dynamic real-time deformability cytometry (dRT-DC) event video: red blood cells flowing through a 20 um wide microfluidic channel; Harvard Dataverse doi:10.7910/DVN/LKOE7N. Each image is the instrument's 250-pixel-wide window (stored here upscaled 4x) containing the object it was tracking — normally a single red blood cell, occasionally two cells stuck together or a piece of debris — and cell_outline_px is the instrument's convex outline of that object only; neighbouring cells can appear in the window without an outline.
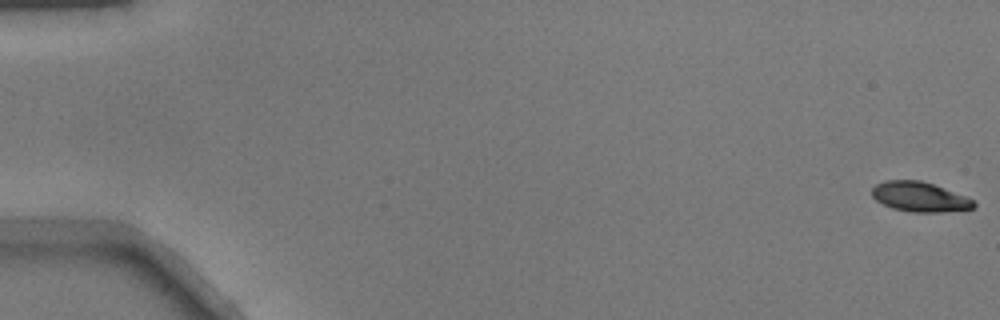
{"species": "common noctule bat (a hibernating species)", "species_latin": "Nyctalus noctula", "temperature_condition": "warm", "stored_images_in_passage": 52, "camera_frame_rate_fps": 3000, "um_per_image_px": 0.085, "animal": {"sex": "male", "body_mass_g": 17.9}, "frame": {"image": 1, "passage_image": 1, "time_ms": 0.0, "image_size_px": [1000, 320], "cell_outline_px": [[976, 204], [972, 208], [940, 212], [912, 212], [892, 208], [876, 200], [872, 196], [872, 188], [876, 184], [884, 180], [920, 180], [932, 184], [964, 196], [972, 200]], "centroid_in_image_um": [78.11, 16.72], "position_along_channel_um": 6.9, "area_um2": 17.34}}
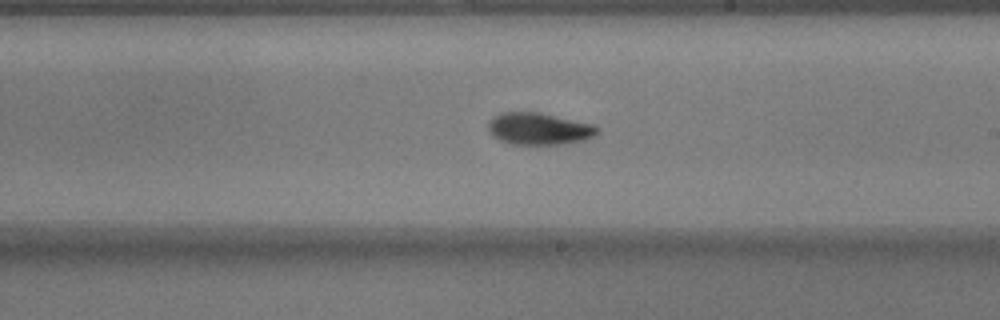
{"frame": {"image": 2, "passage_image": 31, "time_ms": 10.0, "image_size_px": [1000, 320], "cell_outline_px": [[600, 132], [596, 136], [584, 140], [564, 144], [512, 144], [500, 140], [492, 136], [488, 132], [488, 124], [500, 112], [540, 112], [596, 124], [600, 128]], "centroid_in_image_um": [45.89, 10.94], "position_along_channel_um": 243.1, "area_um2": 20.63}}
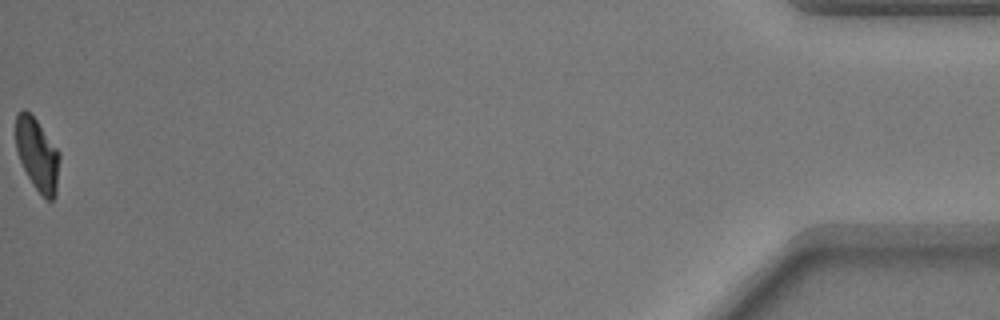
{"frame": {"image": 3, "passage_image": 52, "time_ms": 17.0, "image_size_px": [1000, 320], "cell_outline_px": [[60, 156], [56, 196], [52, 200], [48, 200], [36, 188], [28, 176], [20, 160], [16, 148], [16, 112], [24, 108], [36, 120], [60, 152]], "centroid_in_image_um": [3.18, 13.12], "position_along_channel_um": 432.0, "area_um2": 18.26}}